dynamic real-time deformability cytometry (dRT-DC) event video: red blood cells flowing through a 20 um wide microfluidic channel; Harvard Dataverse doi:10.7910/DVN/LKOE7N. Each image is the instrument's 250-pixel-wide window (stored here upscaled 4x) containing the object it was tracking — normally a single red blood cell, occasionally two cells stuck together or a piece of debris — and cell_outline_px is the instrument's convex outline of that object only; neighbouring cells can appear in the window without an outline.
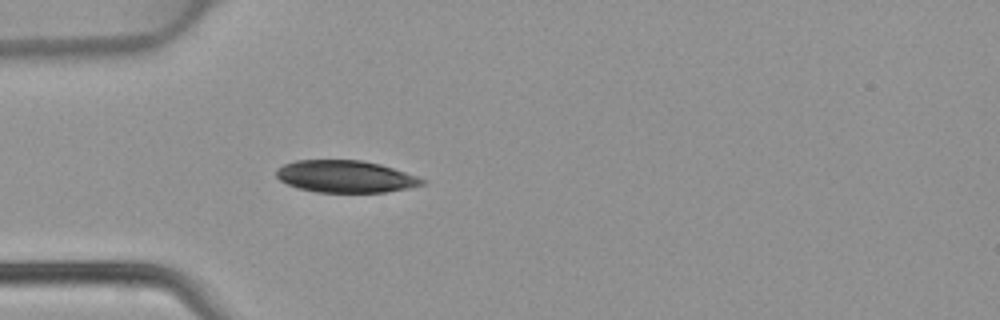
{"species": "common noctule bat (a hibernating species)", "species_latin": "Nyctalus noctula", "temperature_condition": "warm", "stored_images_in_passage": 36, "camera_frame_rate_fps": 3000, "um_per_image_px": 0.085, "animal": {"sex": "female", "body_mass_g": 22.7, "forearm_length_mm": 54.2}, "frame": {"image": 1, "passage_image": 5, "time_ms": 1.333, "image_size_px": [1000, 320], "cell_outline_px": [[424, 184], [408, 188], [384, 192], [316, 192], [300, 188], [288, 184], [280, 180], [276, 176], [276, 168], [284, 164], [296, 160], [360, 160], [380, 164], [416, 176], [424, 180]], "centroid_in_image_um": [29.32, 15.0], "position_along_channel_um": 55.7, "area_um2": 26.99}}
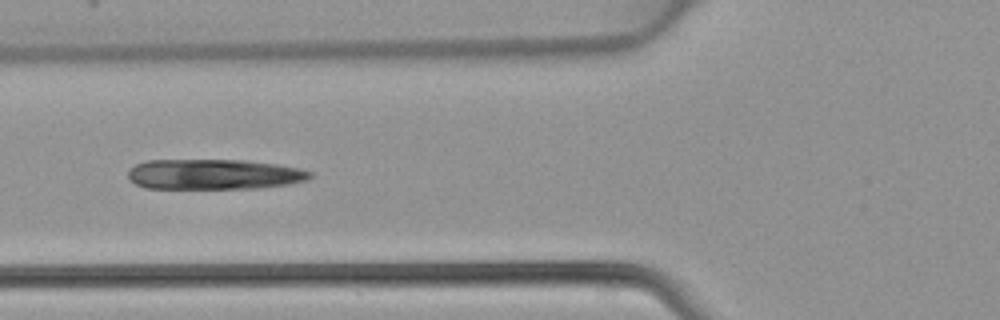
{"frame": {"image": 2, "passage_image": 9, "time_ms": 2.667, "image_size_px": [1000, 320], "cell_outline_px": [[312, 176], [308, 180], [288, 184], [256, 188], [144, 188], [128, 180], [128, 172], [136, 164], [148, 160], [244, 160], [276, 164], [300, 168], [312, 172]], "centroid_in_image_um": [18.19, 14.81], "position_along_channel_um": 107.6, "area_um2": 32.14}}
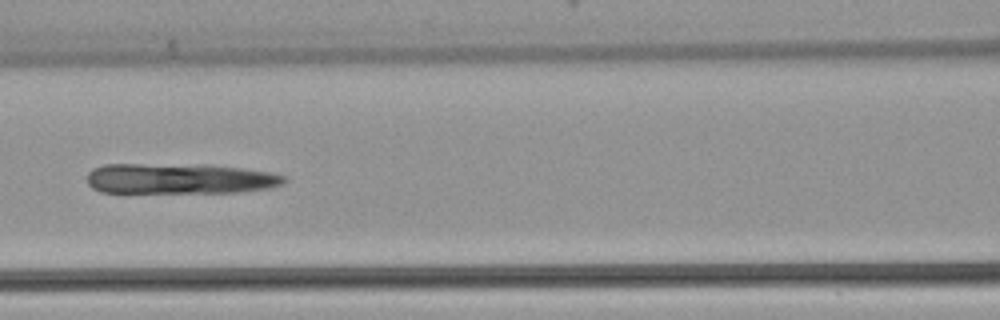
{"frame": {"image": 3, "passage_image": 12, "time_ms": 3.667, "image_size_px": [1000, 320], "cell_outline_px": [[288, 180], [284, 184], [268, 188], [240, 192], [100, 192], [92, 188], [88, 184], [88, 172], [92, 168], [104, 164], [212, 164], [244, 168], [268, 172], [284, 176]], "centroid_in_image_um": [15.28, 15.17], "position_along_channel_um": 151.3, "area_um2": 35.37}}